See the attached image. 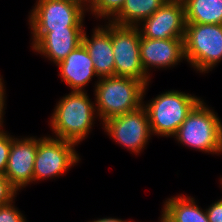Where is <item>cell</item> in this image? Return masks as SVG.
Returning <instances> with one entry per match:
<instances>
[{
  "label": "cell",
  "instance_id": "cell-1",
  "mask_svg": "<svg viewBox=\"0 0 222 222\" xmlns=\"http://www.w3.org/2000/svg\"><path fill=\"white\" fill-rule=\"evenodd\" d=\"M87 94V91H71L56 102L48 124L52 137L77 146L88 137L98 116L95 101Z\"/></svg>",
  "mask_w": 222,
  "mask_h": 222
},
{
  "label": "cell",
  "instance_id": "cell-2",
  "mask_svg": "<svg viewBox=\"0 0 222 222\" xmlns=\"http://www.w3.org/2000/svg\"><path fill=\"white\" fill-rule=\"evenodd\" d=\"M149 84L123 76L99 78L94 84V100L101 123L107 119L132 112L143 105Z\"/></svg>",
  "mask_w": 222,
  "mask_h": 222
},
{
  "label": "cell",
  "instance_id": "cell-3",
  "mask_svg": "<svg viewBox=\"0 0 222 222\" xmlns=\"http://www.w3.org/2000/svg\"><path fill=\"white\" fill-rule=\"evenodd\" d=\"M185 147L205 154H222V121L217 112L201 99L172 136Z\"/></svg>",
  "mask_w": 222,
  "mask_h": 222
},
{
  "label": "cell",
  "instance_id": "cell-4",
  "mask_svg": "<svg viewBox=\"0 0 222 222\" xmlns=\"http://www.w3.org/2000/svg\"><path fill=\"white\" fill-rule=\"evenodd\" d=\"M202 99L191 93L167 90L156 97L143 101L146 108L152 135L172 137L193 107Z\"/></svg>",
  "mask_w": 222,
  "mask_h": 222
},
{
  "label": "cell",
  "instance_id": "cell-5",
  "mask_svg": "<svg viewBox=\"0 0 222 222\" xmlns=\"http://www.w3.org/2000/svg\"><path fill=\"white\" fill-rule=\"evenodd\" d=\"M184 53L194 71H212L222 61V24L186 23Z\"/></svg>",
  "mask_w": 222,
  "mask_h": 222
},
{
  "label": "cell",
  "instance_id": "cell-6",
  "mask_svg": "<svg viewBox=\"0 0 222 222\" xmlns=\"http://www.w3.org/2000/svg\"><path fill=\"white\" fill-rule=\"evenodd\" d=\"M29 13L31 32L86 30L84 18L87 9L73 0H36Z\"/></svg>",
  "mask_w": 222,
  "mask_h": 222
},
{
  "label": "cell",
  "instance_id": "cell-7",
  "mask_svg": "<svg viewBox=\"0 0 222 222\" xmlns=\"http://www.w3.org/2000/svg\"><path fill=\"white\" fill-rule=\"evenodd\" d=\"M74 143L52 137H38L33 168V183L60 177L81 160Z\"/></svg>",
  "mask_w": 222,
  "mask_h": 222
},
{
  "label": "cell",
  "instance_id": "cell-8",
  "mask_svg": "<svg viewBox=\"0 0 222 222\" xmlns=\"http://www.w3.org/2000/svg\"><path fill=\"white\" fill-rule=\"evenodd\" d=\"M102 126L109 138L133 155L141 154L152 138L149 116L143 105L132 112L107 119Z\"/></svg>",
  "mask_w": 222,
  "mask_h": 222
},
{
  "label": "cell",
  "instance_id": "cell-9",
  "mask_svg": "<svg viewBox=\"0 0 222 222\" xmlns=\"http://www.w3.org/2000/svg\"><path fill=\"white\" fill-rule=\"evenodd\" d=\"M141 35L137 27L112 23V48L115 76L130 77L151 83L140 60Z\"/></svg>",
  "mask_w": 222,
  "mask_h": 222
},
{
  "label": "cell",
  "instance_id": "cell-10",
  "mask_svg": "<svg viewBox=\"0 0 222 222\" xmlns=\"http://www.w3.org/2000/svg\"><path fill=\"white\" fill-rule=\"evenodd\" d=\"M185 26L184 2L168 0L136 27L141 37L170 39L184 38Z\"/></svg>",
  "mask_w": 222,
  "mask_h": 222
},
{
  "label": "cell",
  "instance_id": "cell-11",
  "mask_svg": "<svg viewBox=\"0 0 222 222\" xmlns=\"http://www.w3.org/2000/svg\"><path fill=\"white\" fill-rule=\"evenodd\" d=\"M37 146L38 138L36 136L18 138L12 135L11 150L4 176L18 192L33 183Z\"/></svg>",
  "mask_w": 222,
  "mask_h": 222
},
{
  "label": "cell",
  "instance_id": "cell-12",
  "mask_svg": "<svg viewBox=\"0 0 222 222\" xmlns=\"http://www.w3.org/2000/svg\"><path fill=\"white\" fill-rule=\"evenodd\" d=\"M140 60L145 73L152 78L150 70L172 68L183 60L184 38L150 39L141 37ZM150 68V69H149Z\"/></svg>",
  "mask_w": 222,
  "mask_h": 222
},
{
  "label": "cell",
  "instance_id": "cell-13",
  "mask_svg": "<svg viewBox=\"0 0 222 222\" xmlns=\"http://www.w3.org/2000/svg\"><path fill=\"white\" fill-rule=\"evenodd\" d=\"M84 30L31 32V49L57 65L82 43Z\"/></svg>",
  "mask_w": 222,
  "mask_h": 222
},
{
  "label": "cell",
  "instance_id": "cell-14",
  "mask_svg": "<svg viewBox=\"0 0 222 222\" xmlns=\"http://www.w3.org/2000/svg\"><path fill=\"white\" fill-rule=\"evenodd\" d=\"M91 37L84 30L82 44L87 49L98 78L115 76L112 48V22L106 21L92 29Z\"/></svg>",
  "mask_w": 222,
  "mask_h": 222
},
{
  "label": "cell",
  "instance_id": "cell-15",
  "mask_svg": "<svg viewBox=\"0 0 222 222\" xmlns=\"http://www.w3.org/2000/svg\"><path fill=\"white\" fill-rule=\"evenodd\" d=\"M56 66L59 69L58 76L62 78L61 82L64 81L71 91L85 92V87L94 77L99 79L93 61L82 43Z\"/></svg>",
  "mask_w": 222,
  "mask_h": 222
},
{
  "label": "cell",
  "instance_id": "cell-16",
  "mask_svg": "<svg viewBox=\"0 0 222 222\" xmlns=\"http://www.w3.org/2000/svg\"><path fill=\"white\" fill-rule=\"evenodd\" d=\"M166 199L161 212L172 222H209L206 209L199 207L193 196L177 194Z\"/></svg>",
  "mask_w": 222,
  "mask_h": 222
},
{
  "label": "cell",
  "instance_id": "cell-17",
  "mask_svg": "<svg viewBox=\"0 0 222 222\" xmlns=\"http://www.w3.org/2000/svg\"><path fill=\"white\" fill-rule=\"evenodd\" d=\"M168 0H125L121 10L110 20L120 26H138Z\"/></svg>",
  "mask_w": 222,
  "mask_h": 222
},
{
  "label": "cell",
  "instance_id": "cell-18",
  "mask_svg": "<svg viewBox=\"0 0 222 222\" xmlns=\"http://www.w3.org/2000/svg\"><path fill=\"white\" fill-rule=\"evenodd\" d=\"M186 23L222 24V0H185Z\"/></svg>",
  "mask_w": 222,
  "mask_h": 222
},
{
  "label": "cell",
  "instance_id": "cell-19",
  "mask_svg": "<svg viewBox=\"0 0 222 222\" xmlns=\"http://www.w3.org/2000/svg\"><path fill=\"white\" fill-rule=\"evenodd\" d=\"M125 0H91L87 12L95 17L110 21L123 7Z\"/></svg>",
  "mask_w": 222,
  "mask_h": 222
},
{
  "label": "cell",
  "instance_id": "cell-20",
  "mask_svg": "<svg viewBox=\"0 0 222 222\" xmlns=\"http://www.w3.org/2000/svg\"><path fill=\"white\" fill-rule=\"evenodd\" d=\"M14 204L15 199L0 205V222H27L24 214Z\"/></svg>",
  "mask_w": 222,
  "mask_h": 222
},
{
  "label": "cell",
  "instance_id": "cell-21",
  "mask_svg": "<svg viewBox=\"0 0 222 222\" xmlns=\"http://www.w3.org/2000/svg\"><path fill=\"white\" fill-rule=\"evenodd\" d=\"M12 135L7 130H0V174L4 175L11 150Z\"/></svg>",
  "mask_w": 222,
  "mask_h": 222
},
{
  "label": "cell",
  "instance_id": "cell-22",
  "mask_svg": "<svg viewBox=\"0 0 222 222\" xmlns=\"http://www.w3.org/2000/svg\"><path fill=\"white\" fill-rule=\"evenodd\" d=\"M18 191L11 185L10 181L0 174V205L16 199Z\"/></svg>",
  "mask_w": 222,
  "mask_h": 222
},
{
  "label": "cell",
  "instance_id": "cell-23",
  "mask_svg": "<svg viewBox=\"0 0 222 222\" xmlns=\"http://www.w3.org/2000/svg\"><path fill=\"white\" fill-rule=\"evenodd\" d=\"M206 214L209 222H222V198L210 204L206 208Z\"/></svg>",
  "mask_w": 222,
  "mask_h": 222
},
{
  "label": "cell",
  "instance_id": "cell-24",
  "mask_svg": "<svg viewBox=\"0 0 222 222\" xmlns=\"http://www.w3.org/2000/svg\"><path fill=\"white\" fill-rule=\"evenodd\" d=\"M3 81V76L0 74V130H3L4 126V115L6 106V87Z\"/></svg>",
  "mask_w": 222,
  "mask_h": 222
},
{
  "label": "cell",
  "instance_id": "cell-25",
  "mask_svg": "<svg viewBox=\"0 0 222 222\" xmlns=\"http://www.w3.org/2000/svg\"><path fill=\"white\" fill-rule=\"evenodd\" d=\"M88 222H136L133 220H122L121 218H115V217H103V218H97L92 220V221H88Z\"/></svg>",
  "mask_w": 222,
  "mask_h": 222
},
{
  "label": "cell",
  "instance_id": "cell-26",
  "mask_svg": "<svg viewBox=\"0 0 222 222\" xmlns=\"http://www.w3.org/2000/svg\"><path fill=\"white\" fill-rule=\"evenodd\" d=\"M73 1L80 3L86 9H88L89 5L91 4V0H73Z\"/></svg>",
  "mask_w": 222,
  "mask_h": 222
},
{
  "label": "cell",
  "instance_id": "cell-27",
  "mask_svg": "<svg viewBox=\"0 0 222 222\" xmlns=\"http://www.w3.org/2000/svg\"><path fill=\"white\" fill-rule=\"evenodd\" d=\"M158 222H172L171 220H169V218H167L162 212L161 215L158 219Z\"/></svg>",
  "mask_w": 222,
  "mask_h": 222
},
{
  "label": "cell",
  "instance_id": "cell-28",
  "mask_svg": "<svg viewBox=\"0 0 222 222\" xmlns=\"http://www.w3.org/2000/svg\"><path fill=\"white\" fill-rule=\"evenodd\" d=\"M220 185H221V188H222V177L220 178Z\"/></svg>",
  "mask_w": 222,
  "mask_h": 222
}]
</instances>
